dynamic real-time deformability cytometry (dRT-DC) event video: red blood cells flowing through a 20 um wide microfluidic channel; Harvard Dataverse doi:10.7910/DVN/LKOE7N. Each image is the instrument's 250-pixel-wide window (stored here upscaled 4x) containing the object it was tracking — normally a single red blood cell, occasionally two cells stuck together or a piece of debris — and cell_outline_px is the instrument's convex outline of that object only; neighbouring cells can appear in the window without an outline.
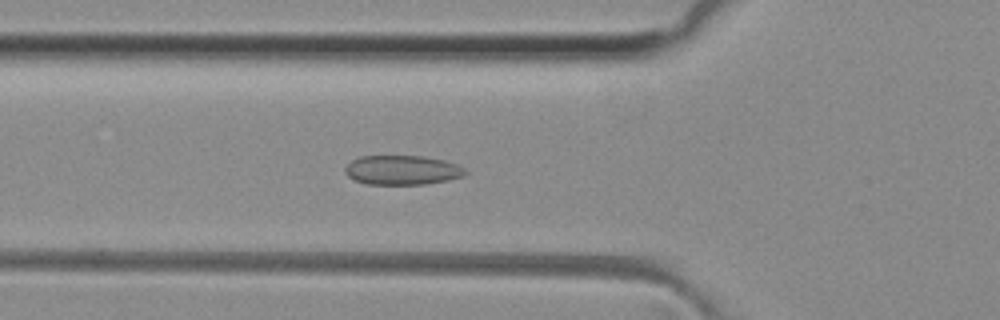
{"species": "common noctule bat (a hibernating species)", "species_latin": "Nyctalus noctula", "temperature_condition": "room temperature", "stored_images_in_passage": 36, "camera_frame_rate_fps": 3000, "um_per_image_px": 0.085, "animal": {"sex": "female", "body_mass_g": 29.2, "forearm_length_mm": 56.3}, "frame": {"image": 1, "passage_image": 12, "time_ms": 3.667, "image_size_px": [1000, 320], "cell_outline_px": [[468, 172], [464, 176], [448, 180], [424, 184], [368, 184], [356, 180], [348, 176], [344, 172], [344, 168], [352, 160], [360, 156], [424, 156], [444, 160], [456, 164], [464, 168]], "centroid_in_image_um": [34.2, 14.45], "position_along_channel_um": 91.6, "area_um2": 20.58}}
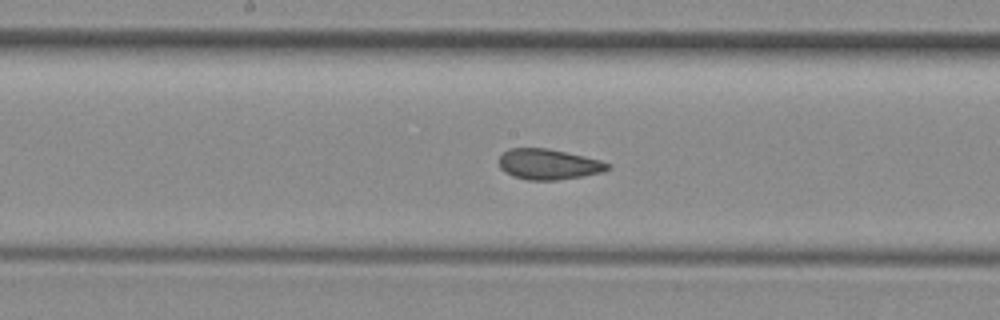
{"frame": {"image": 2, "passage_image": 20, "time_ms": 6.333, "image_size_px": [1000, 320], "cell_outline_px": [[612, 168], [600, 172], [584, 176], [556, 180], [528, 180], [512, 176], [504, 172], [500, 168], [500, 156], [508, 148], [548, 148], [584, 156], [600, 160], [612, 164]], "centroid_in_image_um": [46.63, 13.96], "position_along_channel_um": 201.6, "area_um2": 19.42}}
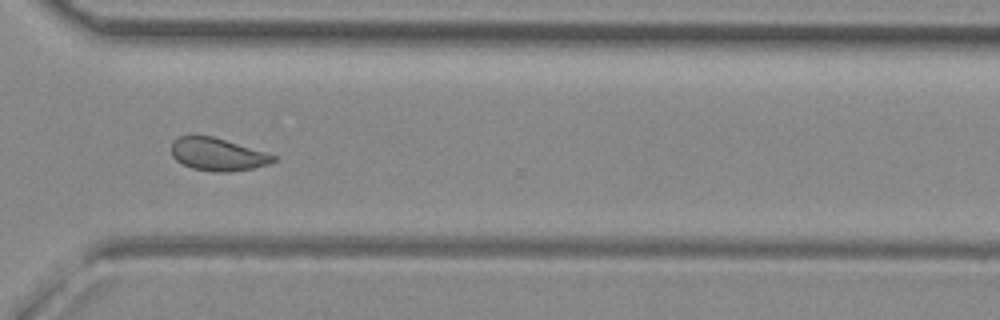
{"frame": {"image": 3, "passage_image": 31, "time_ms": 10.0, "image_size_px": [1000, 320], "cell_outline_px": [[276, 160], [268, 164], [252, 168], [228, 172], [212, 172], [192, 168], [176, 160], [172, 156], [172, 144], [180, 136], [212, 136], [264, 152], [276, 156]], "centroid_in_image_um": [18.49, 13.14], "position_along_channel_um": 352.1, "area_um2": 19.02}, "authors_computed_cell_mechanics": {"area_um2": 20.2011, "velocity_mm_per_s": 4.1147, "shape_relaxation_time_tau1_ms": null, "shape_relaxation_time_tau2_ms": 1.0987, "deformation_change_tau1": null, "deformation_change_tau2": 0.0643}}